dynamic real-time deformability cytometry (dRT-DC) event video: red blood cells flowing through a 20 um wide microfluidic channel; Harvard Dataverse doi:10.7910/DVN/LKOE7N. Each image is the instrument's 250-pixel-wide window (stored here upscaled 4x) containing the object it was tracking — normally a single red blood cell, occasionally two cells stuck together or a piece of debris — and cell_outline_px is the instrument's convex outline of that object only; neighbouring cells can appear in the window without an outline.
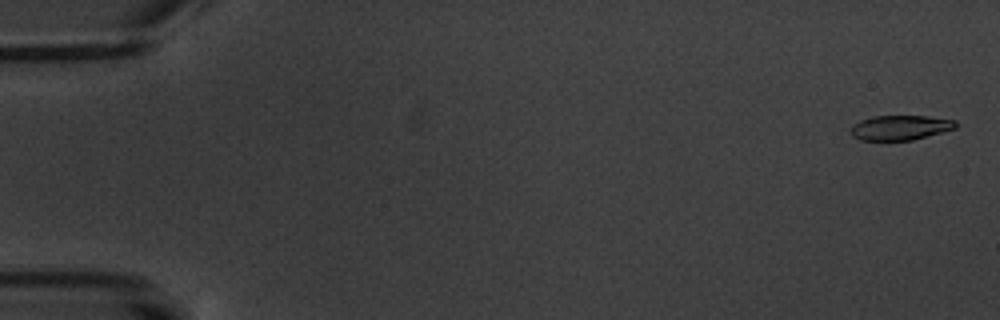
{"species": "common noctule bat (a hibernating species)", "species_latin": "Nyctalus noctula", "temperature_condition": "warm", "stored_images_in_passage": 10, "camera_frame_rate_fps": 3000, "um_per_image_px": 0.085, "animal": {"sex": "male", "body_mass_g": 20.1, "forearm_length_mm": 53.5}, "frame": {"image": 1, "passage_image": 1, "time_ms": 0.0, "image_size_px": [1000, 320], "cell_outline_px": [[956, 128], [912, 140], [860, 140], [852, 136], [852, 124], [860, 120], [872, 116], [928, 116], [956, 120]], "centroid_in_image_um": [76.51, 10.84], "position_along_channel_um": 8.5, "area_um2": 15.09}}
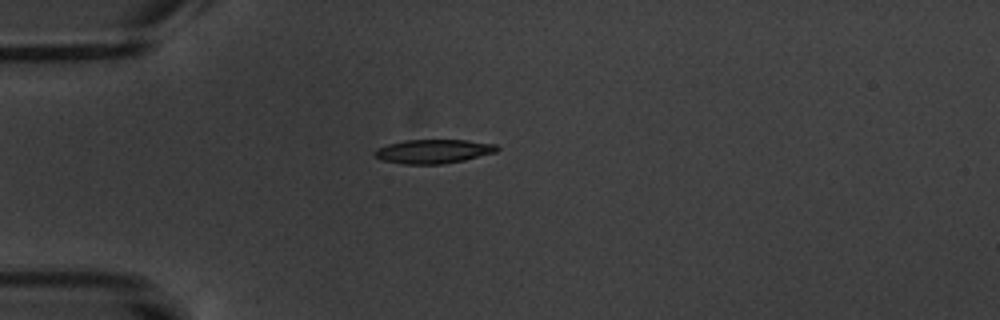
{"frame": {"image": 2, "passage_image": 5, "time_ms": 5.0, "image_size_px": [1000, 320], "cell_outline_px": [[500, 148], [496, 152], [464, 160], [440, 164], [404, 164], [380, 160], [372, 152], [376, 148], [388, 144], [404, 140], [468, 140], [496, 144]], "centroid_in_image_um": [36.82, 12.86], "position_along_channel_um": 48.2, "area_um2": 17.17}}
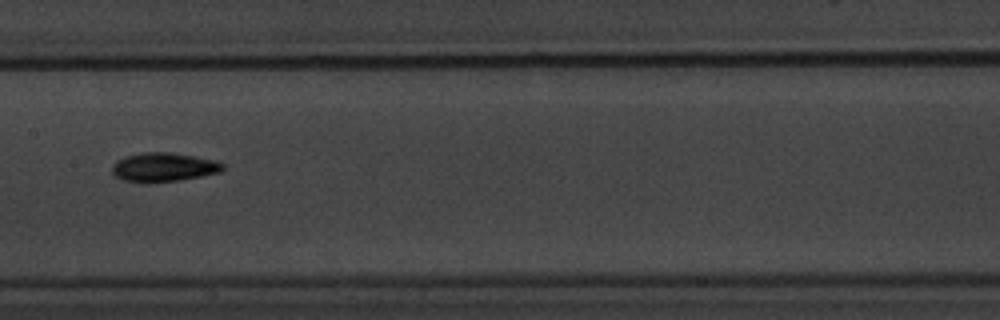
{"frame": {"image": 3, "passage_image": 9, "time_ms": 9.667, "image_size_px": [1000, 320], "cell_outline_px": [[224, 168], [220, 172], [180, 180], [148, 184], [124, 180], [116, 176], [112, 172], [112, 164], [116, 160], [124, 156], [144, 152], [168, 152], [216, 160], [224, 164]], "centroid_in_image_um": [13.87, 14.22], "position_along_channel_um": 193.5, "area_um2": 18.84}}